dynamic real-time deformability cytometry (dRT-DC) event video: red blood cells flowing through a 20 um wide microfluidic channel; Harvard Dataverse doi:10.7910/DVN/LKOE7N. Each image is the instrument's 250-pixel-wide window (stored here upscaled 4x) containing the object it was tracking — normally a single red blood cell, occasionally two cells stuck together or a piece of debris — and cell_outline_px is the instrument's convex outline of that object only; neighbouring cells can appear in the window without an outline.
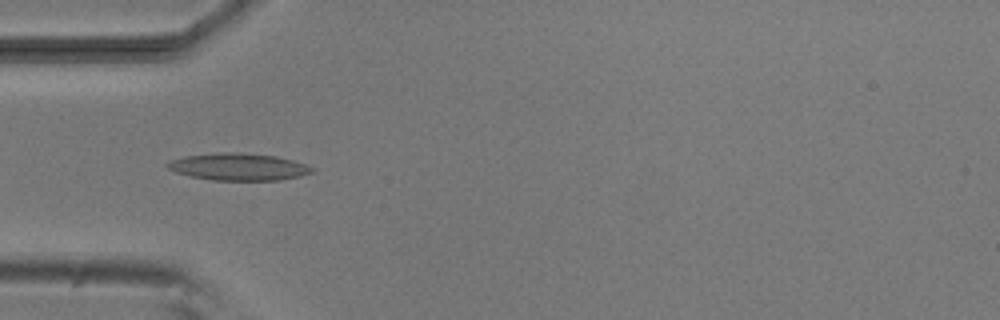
{"species": "common noctule bat (a hibernating species)", "species_latin": "Nyctalus noctula", "temperature_condition": "room temperature", "stored_images_in_passage": 4, "camera_frame_rate_fps": 3000, "um_per_image_px": 0.085, "animal": {"sex": "male", "body_mass_g": 20.5, "forearm_length_mm": 52.5}, "frame": {"image": 1, "passage_image": 1, "time_ms": 0.0, "image_size_px": [1000, 320], "cell_outline_px": [[316, 168], [312, 172], [300, 176], [280, 180], [212, 180], [192, 176], [176, 172], [168, 168], [164, 164], [172, 160], [184, 156], [224, 152], [232, 152], [276, 156], [292, 160]], "centroid_in_image_um": [20.28, 14.18], "position_along_channel_um": 64.7, "area_um2": 22.6}}
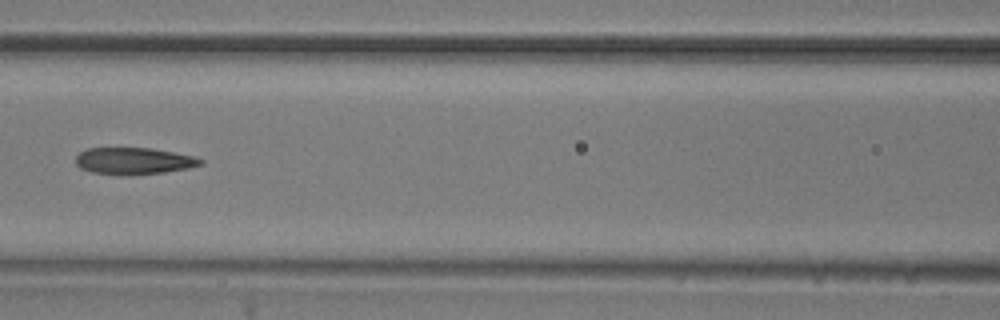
{"frame": {"image": 2, "passage_image": 3, "time_ms": 2.333, "image_size_px": [1000, 320], "cell_outline_px": [[204, 164], [188, 168], [164, 172], [92, 172], [80, 168], [76, 164], [76, 156], [80, 152], [88, 148], [152, 148], [196, 156], [204, 160]], "centroid_in_image_um": [11.43, 13.62], "position_along_channel_um": 155.2, "area_um2": 18.67}}
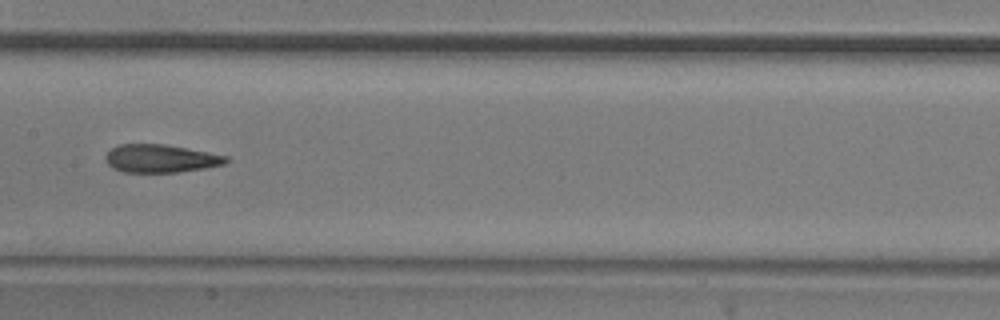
{"frame": {"image": 3, "passage_image": 4, "time_ms": 3.333, "image_size_px": [1000, 320], "cell_outline_px": [[232, 160], [224, 164], [204, 168], [180, 172], [124, 172], [112, 168], [104, 160], [104, 156], [112, 148], [120, 144], [164, 144], [228, 156]], "centroid_in_image_um": [13.65, 13.48], "position_along_channel_um": 193.8, "area_um2": 19.71}}